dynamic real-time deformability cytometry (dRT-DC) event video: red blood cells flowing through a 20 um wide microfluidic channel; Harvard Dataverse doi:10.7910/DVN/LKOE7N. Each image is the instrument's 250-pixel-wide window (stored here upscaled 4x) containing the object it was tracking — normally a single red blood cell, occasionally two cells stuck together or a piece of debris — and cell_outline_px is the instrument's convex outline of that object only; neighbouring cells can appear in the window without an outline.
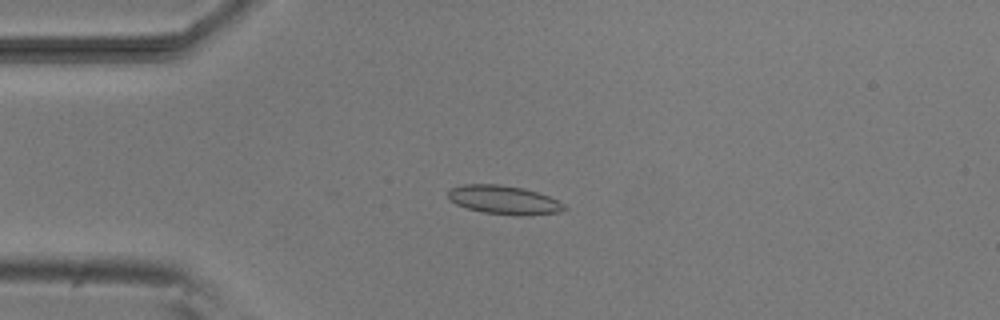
{"species": "common noctule bat (a hibernating species)", "species_latin": "Nyctalus noctula", "temperature_condition": "room temperature", "stored_images_in_passage": 19, "camera_frame_rate_fps": 3000, "um_per_image_px": 0.085, "animal": {"sex": "male", "body_mass_g": 20.5, "forearm_length_mm": 52.5}, "frame": {"image": 1, "passage_image": 13, "time_ms": 4.0, "image_size_px": [1000, 320], "cell_outline_px": [[568, 208], [560, 212], [520, 216], [484, 212], [468, 208], [456, 204], [448, 196], [448, 192], [452, 188], [464, 184], [500, 184], [524, 188], [548, 196], [564, 204]], "centroid_in_image_um": [42.86, 16.99], "position_along_channel_um": 42.1, "area_um2": 19.25}}
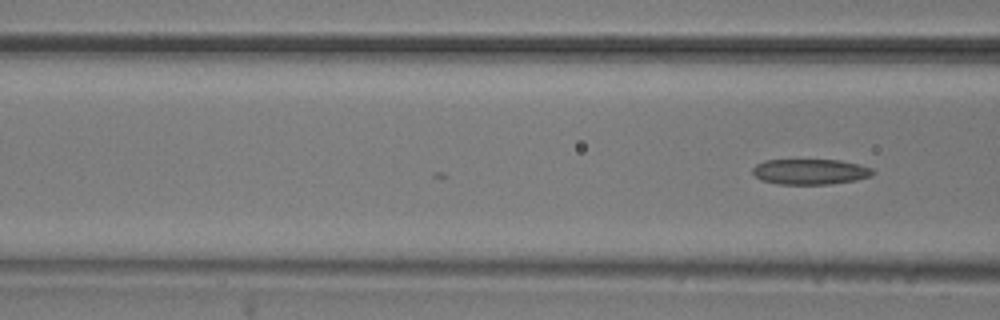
{"frame": {"image": 2, "passage_image": 19, "time_ms": 6.0, "image_size_px": [1000, 320], "cell_outline_px": [[876, 172], [872, 176], [856, 180], [832, 184], [780, 184], [760, 180], [752, 172], [752, 168], [756, 164], [764, 160], [840, 160], [860, 164], [872, 168]], "centroid_in_image_um": [68.89, 14.59], "position_along_channel_um": 97.7, "area_um2": 18.03}}